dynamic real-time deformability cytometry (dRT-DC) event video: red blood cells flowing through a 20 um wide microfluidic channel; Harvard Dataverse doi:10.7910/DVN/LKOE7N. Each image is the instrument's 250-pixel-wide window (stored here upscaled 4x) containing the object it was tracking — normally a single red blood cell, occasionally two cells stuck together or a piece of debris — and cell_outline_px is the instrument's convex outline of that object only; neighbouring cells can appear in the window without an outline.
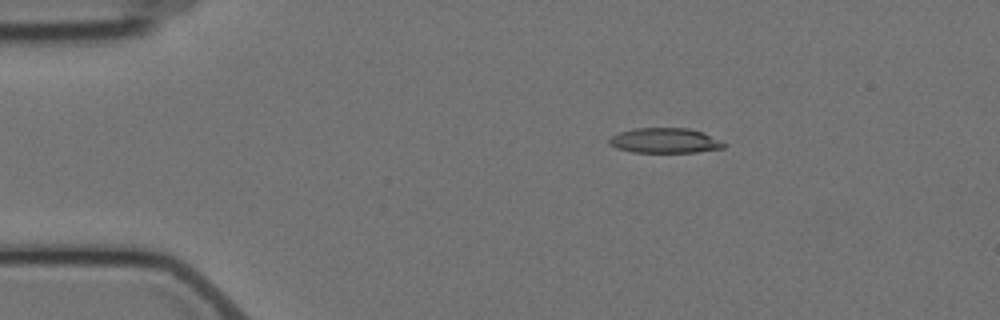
{"species": "Egyptian fruit bat (a non-hibernating species)", "species_latin": "Rousettus aegyptiacus", "temperature_condition": "cold", "stored_images_in_passage": 4, "segment_of_instrument_passage": [1, 2], "camera_frame_rate_fps": 3000, "um_per_image_px": 0.085, "animal": {"sex": "female"}, "frame": {"image": 1, "passage_image": 1, "time_ms": 0.0, "image_size_px": [1000, 320], "cell_outline_px": [[724, 148], [696, 152], [632, 152], [616, 148], [608, 144], [608, 140], [612, 136], [620, 132], [632, 128], [688, 128], [704, 132], [724, 140]], "centroid_in_image_um": [56.54, 11.94], "position_along_channel_um": 28.5, "area_um2": 16.94}}